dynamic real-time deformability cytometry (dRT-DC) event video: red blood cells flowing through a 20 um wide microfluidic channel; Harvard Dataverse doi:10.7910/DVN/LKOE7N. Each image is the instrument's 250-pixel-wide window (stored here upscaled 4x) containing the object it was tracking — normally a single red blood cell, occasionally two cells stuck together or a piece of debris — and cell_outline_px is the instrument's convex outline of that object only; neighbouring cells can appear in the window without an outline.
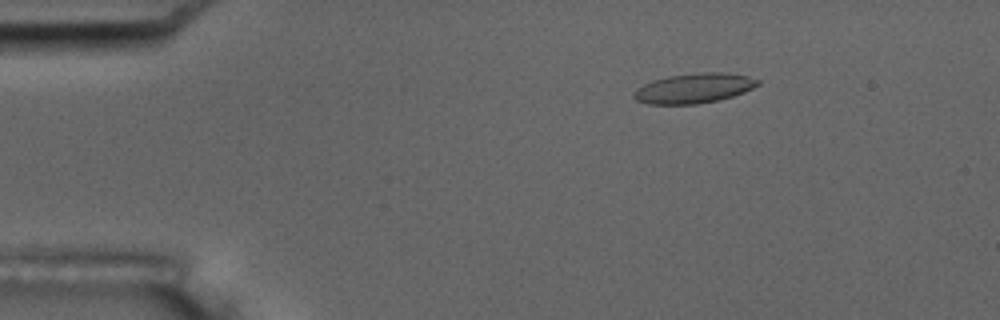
{"species": "common noctule bat (a hibernating species)", "species_latin": "Nyctalus noctula", "temperature_condition": "room temperature", "stored_images_in_passage": 5, "camera_frame_rate_fps": 3000, "um_per_image_px": 0.085, "animal": {"sex": "male", "body_mass_g": 17.5, "forearm_length_mm": 52.3}, "frame": {"image": 1, "passage_image": 3, "time_ms": 2.333, "image_size_px": [1000, 320], "cell_outline_px": [[760, 84], [744, 92], [732, 96], [716, 100], [696, 104], [648, 104], [636, 100], [632, 96], [632, 92], [636, 88], [652, 80], [668, 76], [696, 72], [724, 72], [748, 76], [760, 80]], "centroid_in_image_um": [58.96, 7.49], "position_along_channel_um": 26.0, "area_um2": 21.68}}